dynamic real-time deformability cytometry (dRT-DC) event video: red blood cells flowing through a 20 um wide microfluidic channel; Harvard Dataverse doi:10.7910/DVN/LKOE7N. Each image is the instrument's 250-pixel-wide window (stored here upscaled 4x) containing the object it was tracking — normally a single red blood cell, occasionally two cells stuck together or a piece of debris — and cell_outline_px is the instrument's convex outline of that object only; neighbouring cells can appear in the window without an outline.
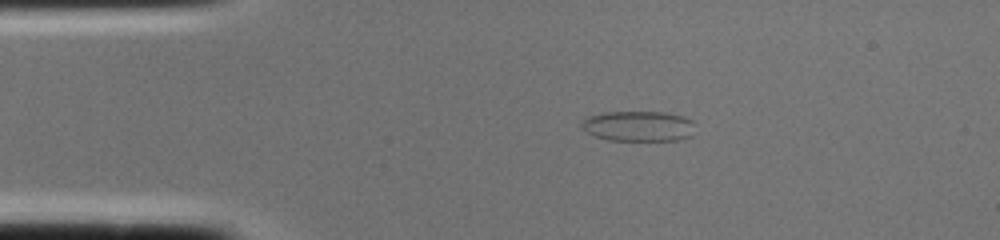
{"species": "common noctule bat (a hibernating species)", "species_latin": "Nyctalus noctula", "temperature_condition": "cold", "stored_images_in_passage": 3, "segment_of_instrument_passage": [2, 2], "camera_frame_rate_fps": 3000, "um_per_image_px": 0.085, "animal": {"sex": "female", "body_mass_g": 22.0, "forearm_length_mm": 56.7}, "frame": {"image": 1, "passage_image": 3, "time_ms": 0.667, "image_size_px": [1000, 240], "cell_outline_px": [[692, 136], [680, 140], [608, 140], [596, 136], [580, 128], [580, 124], [588, 116], [604, 112], [664, 112], [684, 116], [692, 120]], "centroid_in_image_um": [54.26, 10.72], "position_along_channel_um": 30.7, "area_um2": 20.06}}